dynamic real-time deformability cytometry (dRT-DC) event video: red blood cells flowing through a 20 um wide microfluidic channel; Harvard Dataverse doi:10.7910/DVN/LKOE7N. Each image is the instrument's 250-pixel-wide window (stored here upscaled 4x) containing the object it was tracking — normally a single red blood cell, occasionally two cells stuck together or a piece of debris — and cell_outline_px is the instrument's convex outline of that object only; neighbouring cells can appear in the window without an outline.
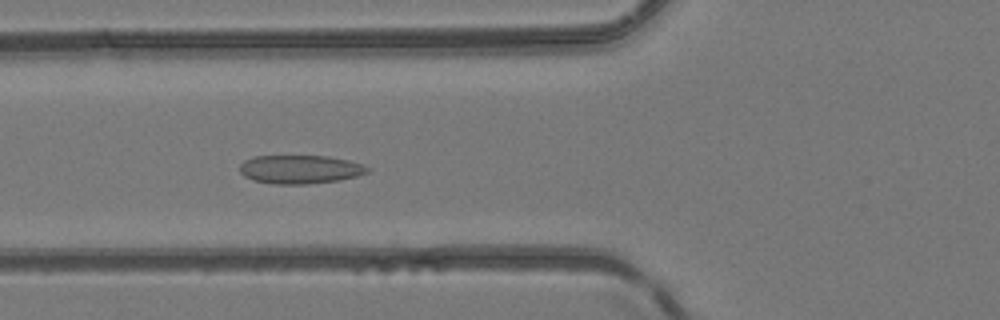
{"species": "common noctule bat (a hibernating species)", "species_latin": "Nyctalus noctula", "temperature_condition": "room temperature", "stored_images_in_passage": 49, "camera_frame_rate_fps": 3000, "um_per_image_px": 0.085, "animal": {"sex": "female", "body_mass_g": 24.6, "forearm_length_mm": 56.2}, "frame": {"image": 1, "passage_image": 19, "time_ms": 6.0, "image_size_px": [1000, 320], "cell_outline_px": [[368, 172], [356, 176], [340, 180], [308, 184], [272, 184], [252, 180], [244, 176], [240, 172], [240, 164], [244, 160], [252, 156], [328, 156], [348, 160], [360, 164], [368, 168]], "centroid_in_image_um": [25.45, 14.4], "position_along_channel_um": 100.3, "area_um2": 21.27}}
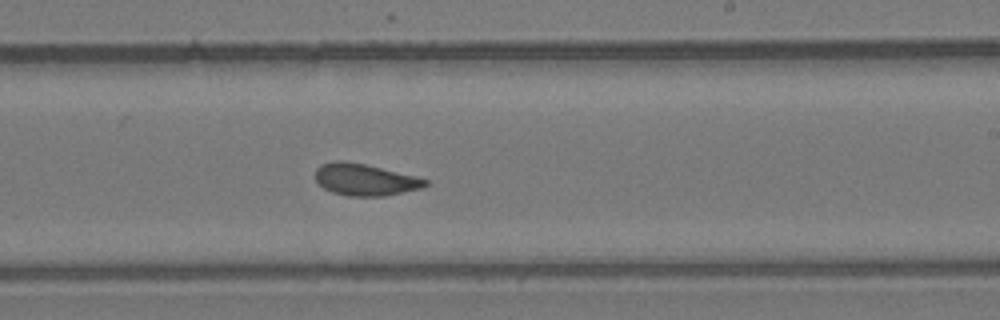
{"frame": {"image": 2, "passage_image": 30, "time_ms": 9.667, "image_size_px": [1000, 320], "cell_outline_px": [[428, 184], [420, 188], [384, 196], [348, 196], [332, 192], [324, 188], [316, 180], [316, 168], [320, 164], [332, 160], [344, 160], [364, 164], [416, 176], [428, 180]], "centroid_in_image_um": [30.99, 15.26], "position_along_channel_um": 258.0, "area_um2": 20.29}}
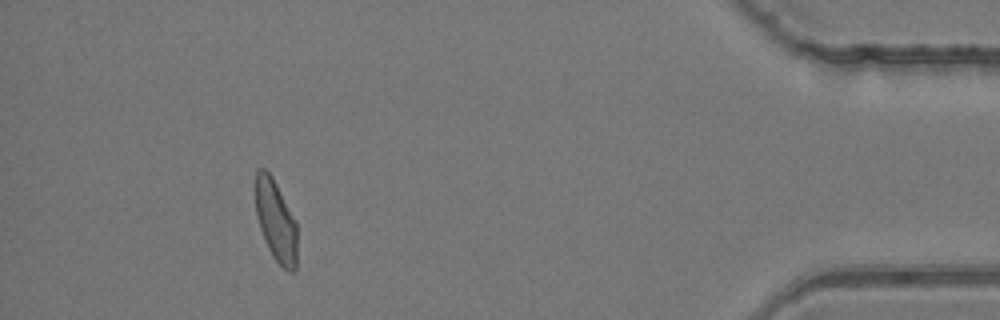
{"frame": {"image": 3, "passage_image": 45, "time_ms": 14.667, "image_size_px": [1000, 320], "cell_outline_px": [[296, 268], [292, 272], [288, 272], [272, 256], [268, 248], [260, 228], [256, 212], [256, 172], [260, 168], [264, 168], [272, 176], [296, 220]], "centroid_in_image_um": [23.45, 18.77], "position_along_channel_um": 411.7, "area_um2": 19.54}}